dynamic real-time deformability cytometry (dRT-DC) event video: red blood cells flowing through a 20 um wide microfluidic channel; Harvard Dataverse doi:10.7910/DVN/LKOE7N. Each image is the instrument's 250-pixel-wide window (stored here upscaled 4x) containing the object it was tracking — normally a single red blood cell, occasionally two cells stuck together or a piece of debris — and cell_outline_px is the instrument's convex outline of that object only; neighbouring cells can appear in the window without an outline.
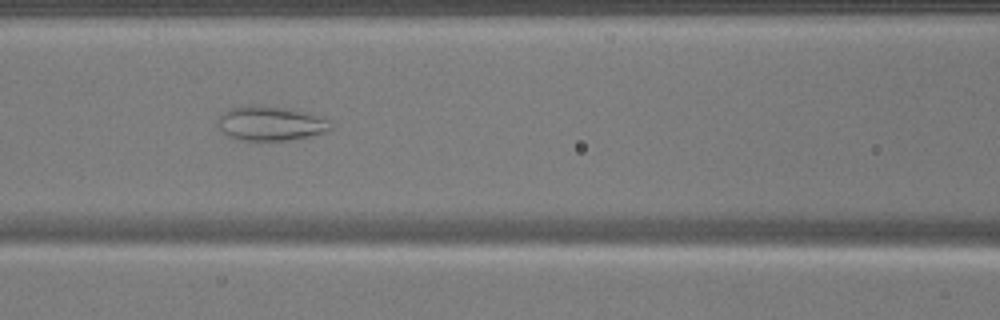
{"species": "common noctule bat (a hibernating species)", "species_latin": "Nyctalus noctula", "temperature_condition": "warm", "stored_images_in_passage": 41, "camera_frame_rate_fps": 3000, "um_per_image_px": 0.085, "animal": {"sex": "male", "body_mass_g": 17.9}, "frame": {"image": 1, "passage_image": 20, "time_ms": 6.333, "image_size_px": [1000, 320], "cell_outline_px": [[332, 128], [324, 132], [308, 136], [288, 140], [244, 140], [228, 136], [216, 124], [216, 120], [228, 108], [288, 108], [308, 112], [332, 120]], "centroid_in_image_um": [23.06, 10.52], "position_along_channel_um": 143.5, "area_um2": 21.96}}
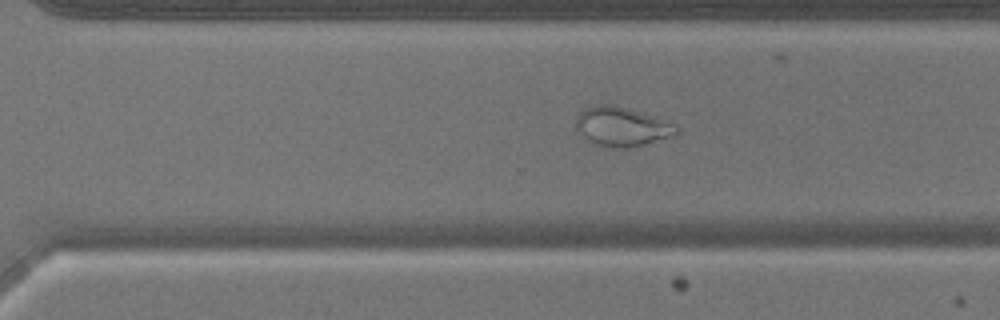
{"frame": {"image": 2, "passage_image": 33, "time_ms": 10.667, "image_size_px": [1000, 320], "cell_outline_px": [[680, 132], [676, 136], [628, 148], [612, 148], [592, 144], [576, 128], [576, 120], [580, 112], [584, 108], [592, 104], [612, 104], [656, 116], [676, 124], [680, 128]], "centroid_in_image_um": [52.9, 10.76], "position_along_channel_um": 317.7, "area_um2": 23.41}}
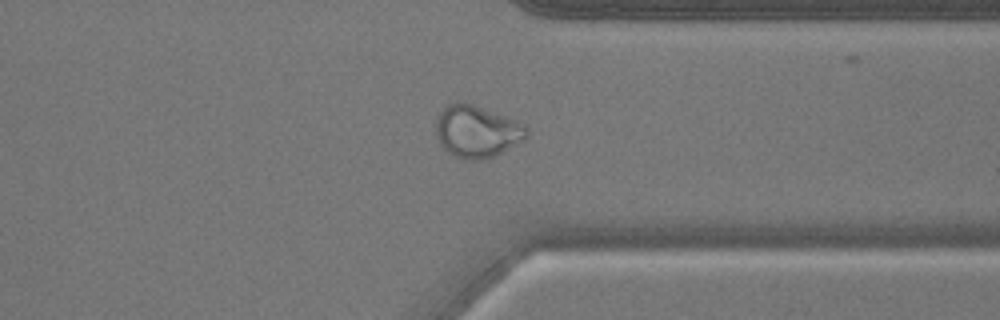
{"frame": {"image": 3, "passage_image": 37, "time_ms": 12.0, "image_size_px": [1000, 320], "cell_outline_px": [[528, 136], [524, 140], [492, 156], [480, 160], [464, 160], [448, 152], [440, 144], [436, 132], [436, 120], [440, 112], [448, 104], [456, 100], [464, 100], [516, 120], [528, 128]], "centroid_in_image_um": [40.52, 11.14], "position_along_channel_um": 370.9, "area_um2": 27.63}}